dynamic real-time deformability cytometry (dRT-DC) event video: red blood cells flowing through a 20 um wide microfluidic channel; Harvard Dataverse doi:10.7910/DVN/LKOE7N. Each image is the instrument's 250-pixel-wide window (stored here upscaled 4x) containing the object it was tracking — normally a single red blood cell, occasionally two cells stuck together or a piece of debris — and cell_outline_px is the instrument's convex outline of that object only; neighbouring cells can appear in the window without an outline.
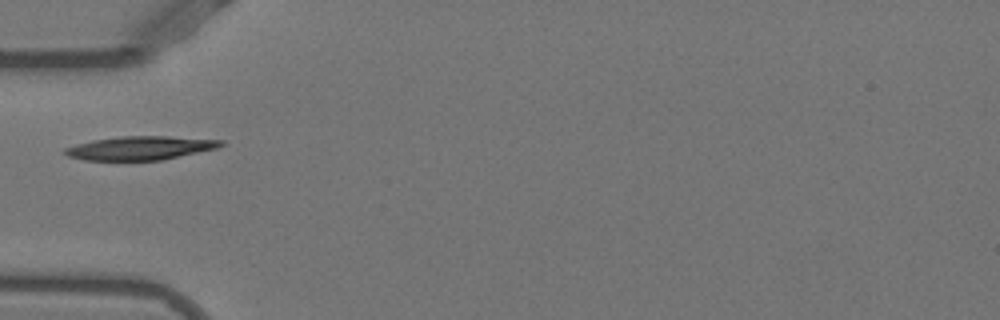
{"species": "Egyptian fruit bat (a non-hibernating species)", "species_latin": "Rousettus aegyptiacus", "temperature_condition": "warm", "stored_images_in_passage": 36, "camera_frame_rate_fps": 3000, "um_per_image_px": 0.085, "animal": {"sex": "female"}, "frame": {"image": 1, "passage_image": 1, "time_ms": 0.0, "image_size_px": [1000, 320], "cell_outline_px": [[224, 144], [216, 148], [160, 160], [84, 160], [68, 156], [64, 152], [64, 148], [76, 144], [92, 140], [120, 136], [168, 136], [224, 140]], "centroid_in_image_um": [11.89, 12.57], "position_along_channel_um": 73.1, "area_um2": 21.33}}
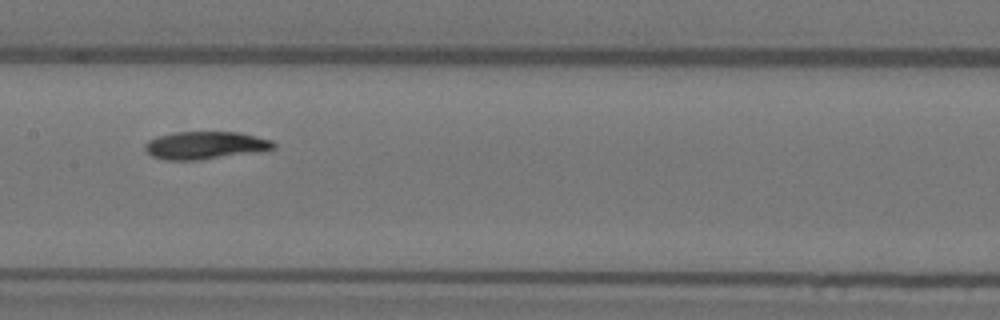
{"frame": {"image": 2, "passage_image": 10, "time_ms": 3.0, "image_size_px": [1000, 320], "cell_outline_px": [[276, 148], [260, 152], [200, 160], [164, 160], [152, 156], [144, 148], [144, 144], [148, 140], [156, 136], [176, 132], [240, 132], [272, 140], [276, 144]], "centroid_in_image_um": [17.47, 12.36], "position_along_channel_um": 189.9, "area_um2": 21.04}}
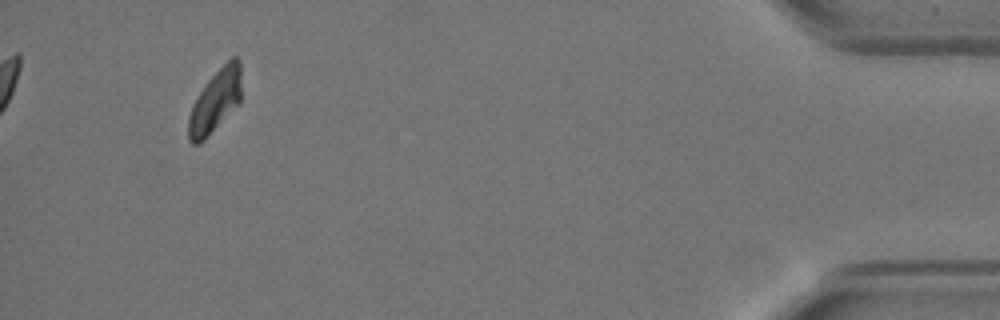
{"frame": {"image": 3, "passage_image": 33, "time_ms": 10.667, "image_size_px": [1000, 320], "cell_outline_px": [[240, 100], [204, 140], [196, 144], [192, 144], [188, 140], [188, 116], [200, 92], [208, 80], [232, 56], [236, 56], [240, 60]], "centroid_in_image_um": [18.28, 8.59], "position_along_channel_um": 416.9, "area_um2": 18.61}}